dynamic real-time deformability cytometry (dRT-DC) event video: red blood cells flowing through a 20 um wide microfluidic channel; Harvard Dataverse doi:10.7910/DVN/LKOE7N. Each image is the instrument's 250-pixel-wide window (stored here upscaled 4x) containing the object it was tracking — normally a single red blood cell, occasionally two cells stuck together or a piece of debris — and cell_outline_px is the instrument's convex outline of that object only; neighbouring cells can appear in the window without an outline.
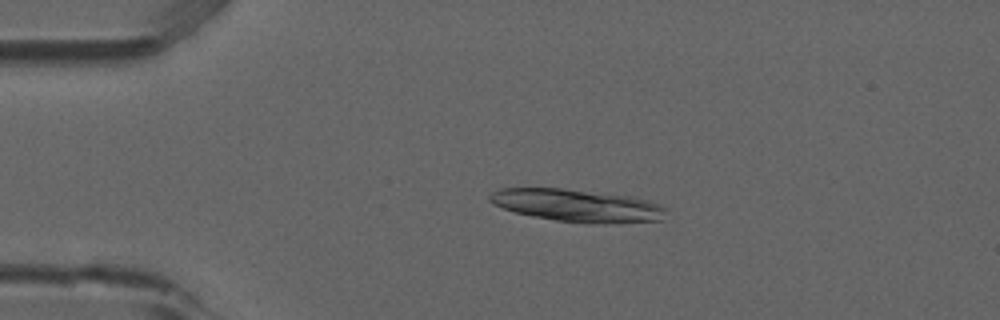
{"species": "common noctule bat (a hibernating species)", "species_latin": "Nyctalus noctula", "temperature_condition": "room temperature", "stored_images_in_passage": 5, "camera_frame_rate_fps": 3000, "um_per_image_px": 0.085, "animal": {"sex": "male", "forearm_length_mm": 52.5}, "frame": {"image": 1, "passage_image": 4, "time_ms": 1.0, "image_size_px": [1000, 320], "cell_outline_px": [[668, 208], [664, 220], [604, 224], [592, 224], [556, 220], [532, 216], [516, 212], [492, 204], [488, 200], [488, 196], [492, 192], [500, 188], [564, 188], [632, 196], [648, 200], [660, 204]], "centroid_in_image_um": [49.12, 17.47], "position_along_channel_um": 35.9, "area_um2": 33.87}}